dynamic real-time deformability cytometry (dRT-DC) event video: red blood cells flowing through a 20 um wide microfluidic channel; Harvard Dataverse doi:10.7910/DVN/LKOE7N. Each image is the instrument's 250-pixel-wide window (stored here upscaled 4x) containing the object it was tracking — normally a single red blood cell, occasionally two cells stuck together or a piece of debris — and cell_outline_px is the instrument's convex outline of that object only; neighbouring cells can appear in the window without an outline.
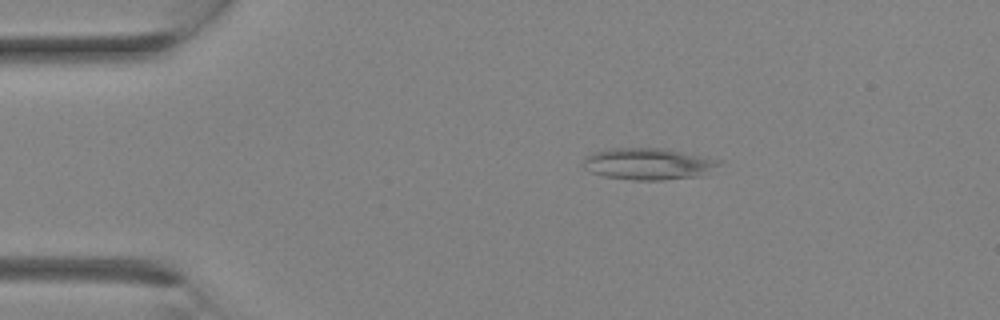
{"species": "Egyptian fruit bat (a non-hibernating species)", "species_latin": "Rousettus aegyptiacus", "temperature_condition": "room temperature", "stored_images_in_passage": 6, "camera_frame_rate_fps": 3000, "um_per_image_px": 0.085, "animal": {"sex": "female"}, "frame": {"image": 1, "passage_image": 1, "time_ms": 0.0, "image_size_px": [1000, 320], "cell_outline_px": [[720, 164], [700, 176], [664, 180], [632, 180], [604, 176], [592, 172], [584, 168], [584, 156], [592, 152], [612, 148], [664, 148], [720, 160]], "centroid_in_image_um": [55.06, 13.93], "position_along_channel_um": 29.9, "area_um2": 24.91}}
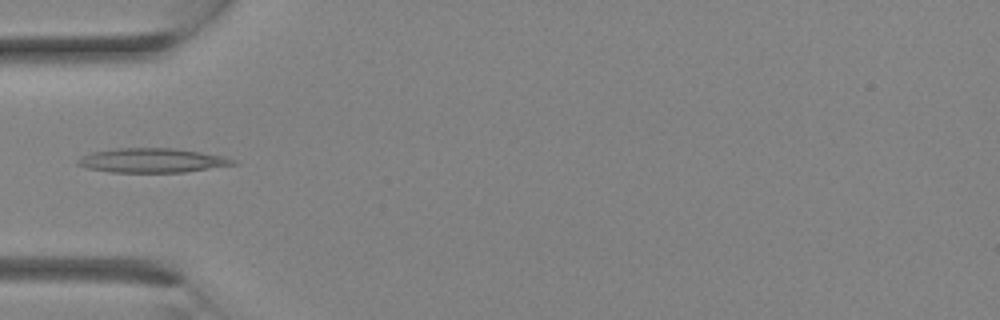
{"frame": {"image": 2, "passage_image": 5, "time_ms": 1.333, "image_size_px": [1000, 320], "cell_outline_px": [[240, 164], [184, 172], [112, 172], [84, 168], [76, 164], [76, 160], [80, 156], [92, 152], [116, 148], [172, 148], [200, 152], [224, 156], [236, 160]], "centroid_in_image_um": [12.92, 13.64], "position_along_channel_um": 72.1, "area_um2": 22.2}}